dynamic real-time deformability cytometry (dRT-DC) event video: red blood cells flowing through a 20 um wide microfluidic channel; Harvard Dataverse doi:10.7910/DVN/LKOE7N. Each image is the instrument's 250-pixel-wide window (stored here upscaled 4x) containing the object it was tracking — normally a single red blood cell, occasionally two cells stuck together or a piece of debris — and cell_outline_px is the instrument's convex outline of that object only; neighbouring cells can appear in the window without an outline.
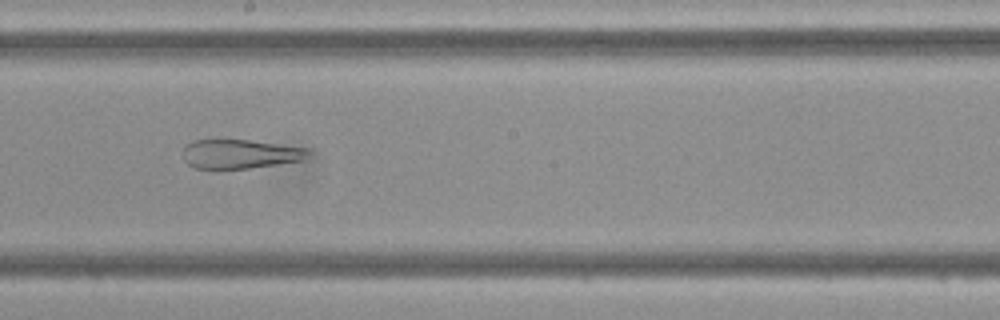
{"species": "Egyptian fruit bat (a non-hibernating species)", "species_latin": "Rousettus aegyptiacus", "temperature_condition": "cold", "stored_images_in_passage": 48, "camera_frame_rate_fps": 3000, "um_per_image_px": 0.085, "frame": {"image": 1, "passage_image": 27, "time_ms": 8.667, "image_size_px": [1000, 320], "cell_outline_px": [[316, 156], [300, 160], [276, 164], [248, 168], [196, 168], [188, 164], [184, 160], [184, 148], [192, 140], [248, 140], [312, 148]], "centroid_in_image_um": [20.53, 13.07], "position_along_channel_um": 227.7, "area_um2": 21.39}}
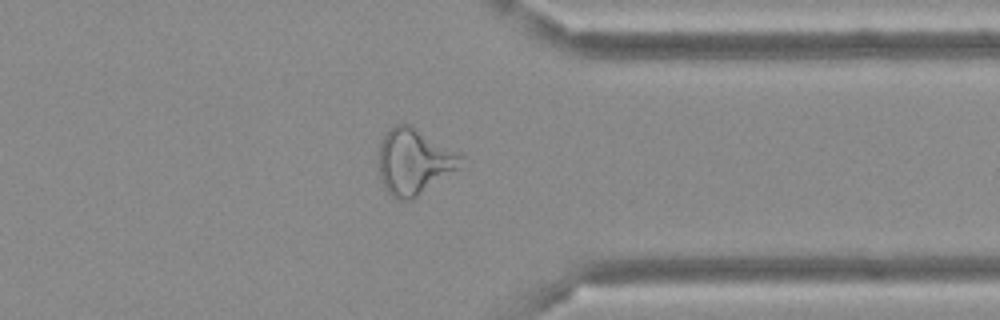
{"frame": {"image": 2, "passage_image": 38, "time_ms": 12.333, "image_size_px": [1000, 320], "cell_outline_px": [[464, 156], [460, 168], [412, 200], [396, 200], [384, 188], [380, 176], [380, 144], [384, 136], [396, 124], [408, 124], [460, 152]], "centroid_in_image_um": [35.23, 13.76], "position_along_channel_um": 376.2, "area_um2": 31.33}}
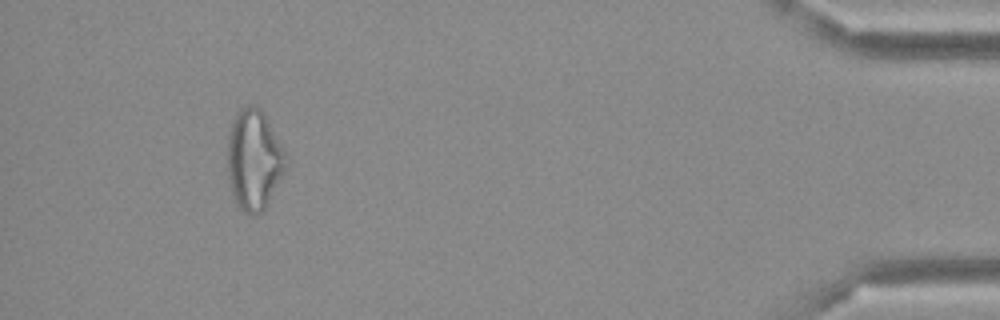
{"frame": {"image": 3, "passage_image": 45, "time_ms": 14.667, "image_size_px": [1000, 320], "cell_outline_px": [[288, 156], [284, 168], [264, 208], [256, 216], [248, 216], [240, 208], [232, 192], [228, 180], [228, 136], [232, 120], [236, 112], [240, 108], [248, 104], [256, 104], [264, 112], [288, 152]], "centroid_in_image_um": [21.59, 13.5], "position_along_channel_um": 413.6, "area_um2": 34.28}}